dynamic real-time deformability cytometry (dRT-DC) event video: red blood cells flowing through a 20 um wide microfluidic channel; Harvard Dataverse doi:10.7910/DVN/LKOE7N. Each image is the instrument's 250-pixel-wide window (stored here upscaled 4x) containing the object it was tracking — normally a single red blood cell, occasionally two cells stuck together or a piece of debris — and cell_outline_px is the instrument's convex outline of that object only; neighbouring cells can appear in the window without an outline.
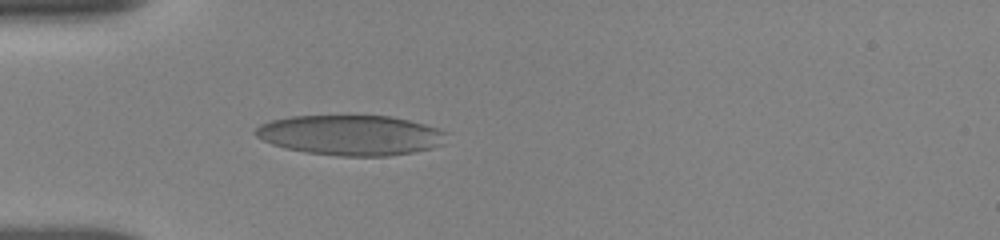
{"species": "human", "species_latin": "Homo sapiens", "temperature_condition": "room temperature", "stored_images_in_passage": 47, "camera_frame_rate_fps": 3000, "um_per_image_px": 0.085, "donor": {"sex": "female"}, "frame": {"image": 1, "passage_image": 1, "time_ms": 0.0, "image_size_px": [1000, 240], "cell_outline_px": [[448, 132], [444, 144], [432, 148], [412, 152], [388, 156], [340, 156], [304, 152], [284, 148], [272, 144], [256, 136], [252, 132], [260, 124], [272, 120], [292, 116], [392, 116], [424, 124]], "centroid_in_image_um": [29.81, 11.49], "position_along_channel_um": 55.2, "area_um2": 44.8}}
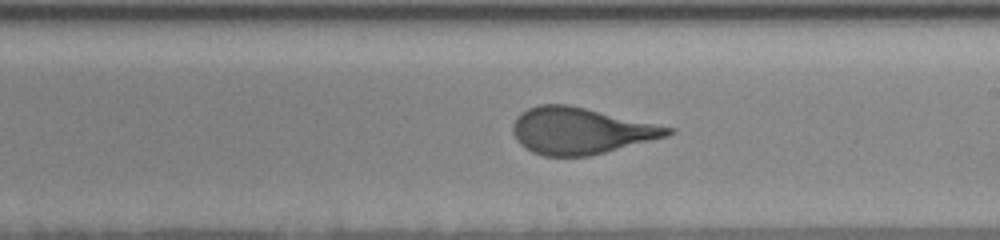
{"frame": {"image": 2, "passage_image": 21, "time_ms": 5.0, "image_size_px": [1000, 240], "cell_outline_px": [[676, 132], [668, 136], [588, 156], [544, 156], [532, 152], [524, 148], [516, 140], [512, 132], [512, 124], [516, 116], [520, 112], [528, 108], [540, 104], [568, 104], [676, 128]], "centroid_in_image_um": [49.32, 11.11], "position_along_channel_um": 239.7, "area_um2": 42.14}}
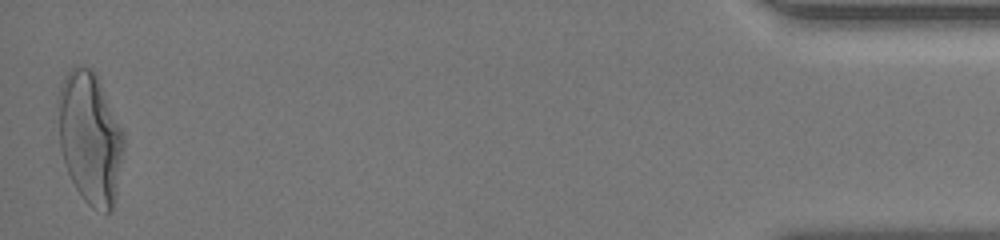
{"frame": {"image": 3, "passage_image": 47, "time_ms": 12.0, "image_size_px": [1000, 240], "cell_outline_px": [[124, 144], [116, 200], [112, 212], [104, 212], [92, 208], [84, 200], [76, 188], [68, 172], [60, 148], [56, 104], [56, 96], [64, 76], [76, 64], [80, 64], [92, 68], [96, 72], [124, 132]], "centroid_in_image_um": [7.64, 11.68], "position_along_channel_um": 427.6, "area_um2": 51.38}, "authors_computed_cell_mechanics": {"area_um2": 43.35, "velocity_mm_per_s": 3.8653, "shape_relaxation_time_tau1_ms": 4.7352, "shape_relaxation_time_tau2_ms": null, "deformation_change_tau1": 0.1856, "deformation_change_tau2": null}}